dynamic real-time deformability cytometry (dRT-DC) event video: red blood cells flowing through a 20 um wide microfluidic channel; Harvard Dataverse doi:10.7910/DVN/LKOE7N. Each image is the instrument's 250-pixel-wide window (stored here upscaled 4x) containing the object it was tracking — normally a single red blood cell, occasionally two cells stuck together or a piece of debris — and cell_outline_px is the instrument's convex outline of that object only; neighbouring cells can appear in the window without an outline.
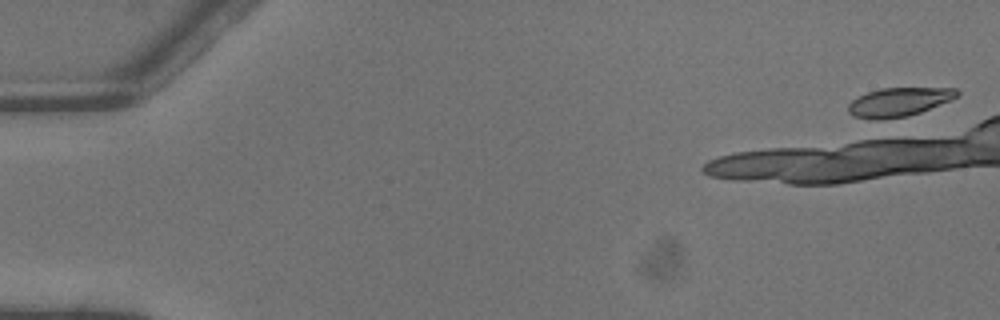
{"species": "common noctule bat (a hibernating species)", "species_latin": "Nyctalus noctula", "temperature_condition": "warm", "stored_images_in_passage": 1, "camera_frame_rate_fps": 3000, "um_per_image_px": 0.085, "animal": {"sex": "male", "body_mass_g": 13.3}, "frame": {"image": 1, "passage_image": 1, "time_ms": 0.0, "image_size_px": [1000, 320], "cell_outline_px": [[960, 92], [952, 100], [920, 112], [908, 116], [876, 120], [852, 116], [848, 112], [848, 104], [852, 100], [868, 92], [880, 88], [956, 88]], "centroid_in_image_um": [76.4, 8.67], "position_along_channel_um": 8.6, "area_um2": 18.21}}